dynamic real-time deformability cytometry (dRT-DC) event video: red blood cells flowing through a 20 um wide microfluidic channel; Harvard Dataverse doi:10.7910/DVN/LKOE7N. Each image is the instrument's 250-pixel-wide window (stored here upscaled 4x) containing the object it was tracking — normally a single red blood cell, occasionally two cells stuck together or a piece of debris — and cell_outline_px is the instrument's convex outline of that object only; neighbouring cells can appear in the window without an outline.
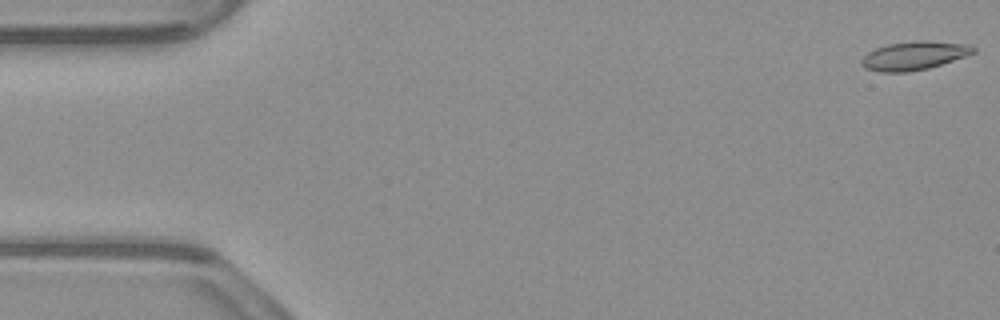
{"species": "common noctule bat (a hibernating species)", "species_latin": "Nyctalus noctula", "temperature_condition": "warm", "stored_images_in_passage": 54, "camera_frame_rate_fps": 3000, "um_per_image_px": 0.085, "animal": {"sex": "male", "body_mass_g": 23.1, "forearm_length_mm": 52.7}, "frame": {"image": 1, "passage_image": 1, "time_ms": 0.0, "image_size_px": [1000, 320], "cell_outline_px": [[976, 52], [928, 68], [908, 72], [880, 72], [864, 68], [860, 64], [860, 60], [868, 52], [876, 48], [888, 44], [916, 40], [928, 40], [972, 44], [976, 48]], "centroid_in_image_um": [77.69, 4.71], "position_along_channel_um": 7.3, "area_um2": 18.73}}
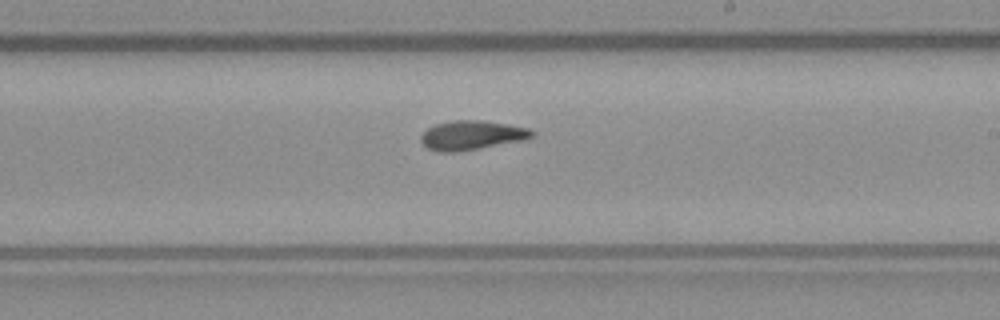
{"frame": {"image": 2, "passage_image": 31, "time_ms": 10.0, "image_size_px": [1000, 320], "cell_outline_px": [[536, 136], [524, 140], [452, 152], [436, 152], [428, 148], [420, 140], [420, 136], [428, 128], [436, 124], [456, 120], [484, 120], [508, 124], [528, 128], [536, 132]], "centroid_in_image_um": [40.12, 11.48], "position_along_channel_um": 248.9, "area_um2": 18.79}}
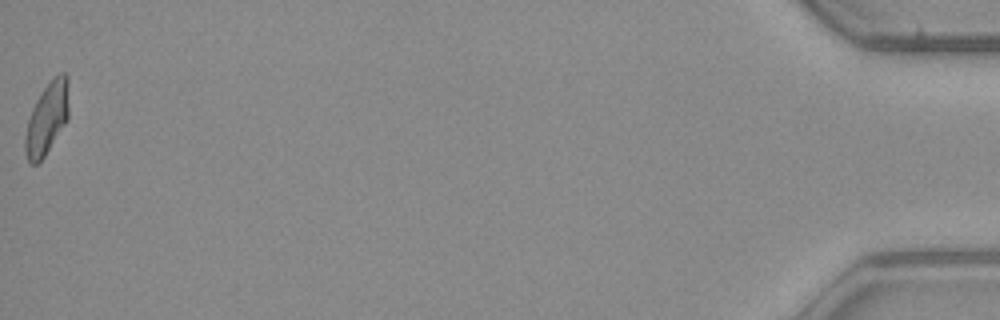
{"frame": {"image": 3, "passage_image": 54, "time_ms": 17.667, "image_size_px": [1000, 320], "cell_outline_px": [[68, 120], [44, 156], [36, 164], [28, 164], [24, 148], [24, 140], [28, 120], [32, 108], [36, 100], [52, 76], [60, 72], [64, 72], [68, 76]], "centroid_in_image_um": [3.99, 10.04], "position_along_channel_um": 431.2, "area_um2": 18.44}, "authors_computed_cell_mechanics": {"area_um2": 18.4382, "velocity_mm_per_s": 3.8281, "shape_relaxation_time_tau1_ms": 9.528, "shape_relaxation_time_tau2_ms": 4.6878, "deformation_change_tau1": 0.249, "deformation_change_tau2": 0.1309}}